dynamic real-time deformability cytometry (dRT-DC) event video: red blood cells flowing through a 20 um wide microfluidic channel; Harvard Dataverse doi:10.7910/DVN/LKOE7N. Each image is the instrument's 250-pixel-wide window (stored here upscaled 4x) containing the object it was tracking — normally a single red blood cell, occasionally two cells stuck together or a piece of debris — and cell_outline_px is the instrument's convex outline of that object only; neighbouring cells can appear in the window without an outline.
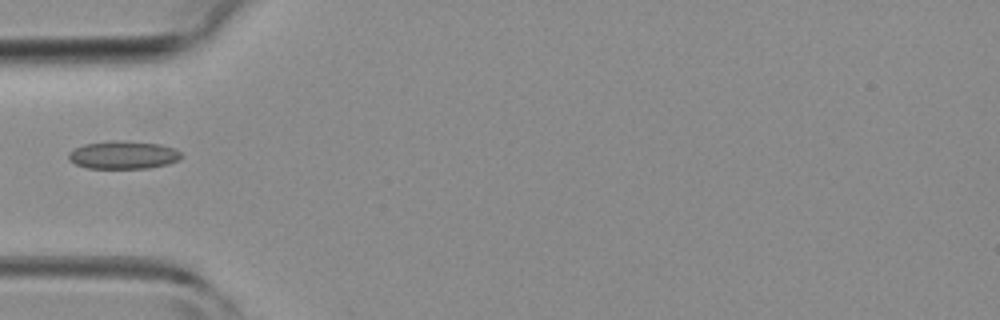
{"species": "common noctule bat (a hibernating species)", "species_latin": "Nyctalus noctula", "temperature_condition": "room temperature", "stored_images_in_passage": 4, "camera_frame_rate_fps": 3000, "um_per_image_px": 0.085, "animal": {"sex": "female", "body_mass_g": 19.3, "forearm_length_mm": 54.1}, "frame": {"image": 1, "passage_image": 4, "time_ms": 4.667, "image_size_px": [1000, 320], "cell_outline_px": [[180, 156], [176, 160], [168, 164], [148, 168], [88, 168], [76, 164], [68, 160], [68, 152], [84, 144], [116, 140], [120, 140], [160, 144], [176, 148], [180, 152]], "centroid_in_image_um": [10.46, 13.17], "position_along_channel_um": 74.5, "area_um2": 18.26}}